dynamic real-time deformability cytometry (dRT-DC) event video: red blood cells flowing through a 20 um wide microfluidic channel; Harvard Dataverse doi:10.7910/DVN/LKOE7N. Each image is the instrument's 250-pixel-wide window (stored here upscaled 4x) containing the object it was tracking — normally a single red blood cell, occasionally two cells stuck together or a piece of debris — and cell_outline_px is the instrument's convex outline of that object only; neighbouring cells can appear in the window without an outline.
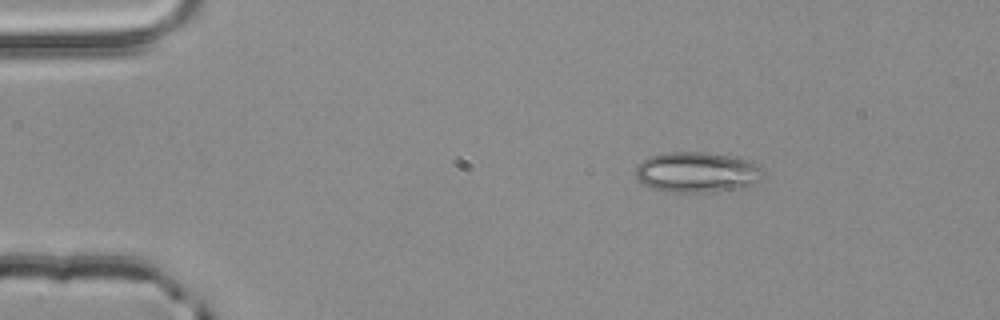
{"species": "common noctule bat (a hibernating species)", "species_latin": "Nyctalus noctula", "temperature_condition": "room temperature", "stored_images_in_passage": 4, "camera_frame_rate_fps": 3000, "um_per_image_px": 0.085, "animal": {"sex": "male", "body_mass_g": 20.4}, "frame": {"image": 1, "passage_image": 1, "time_ms": 0.0, "image_size_px": [1000, 320], "cell_outline_px": [[764, 172], [760, 180], [744, 188], [704, 192], [668, 192], [652, 188], [644, 184], [636, 176], [636, 168], [648, 156], [664, 152], [704, 152], [736, 156], [752, 160], [760, 164]], "centroid_in_image_um": [59.31, 14.62], "position_along_channel_um": 25.7, "area_um2": 30.46}}
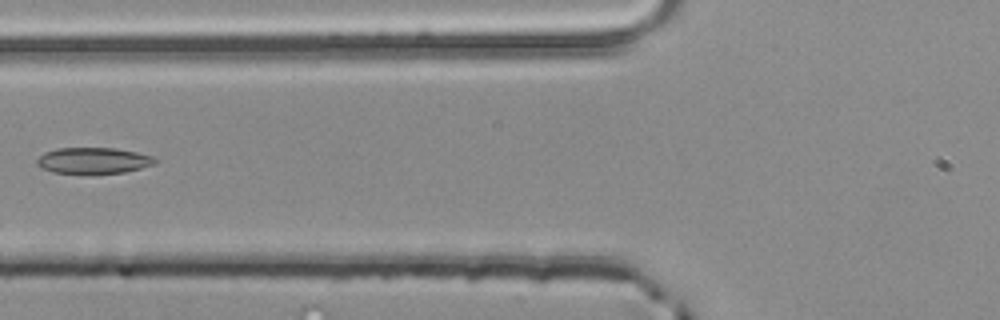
{"frame": {"image": 2, "passage_image": 4, "time_ms": 1.0, "image_size_px": [1000, 320], "cell_outline_px": [[156, 164], [124, 172], [52, 172], [40, 168], [36, 164], [36, 160], [44, 152], [56, 148], [116, 148], [136, 152], [152, 156], [156, 160]], "centroid_in_image_um": [7.91, 13.62], "position_along_channel_um": 117.9, "area_um2": 17.63}}